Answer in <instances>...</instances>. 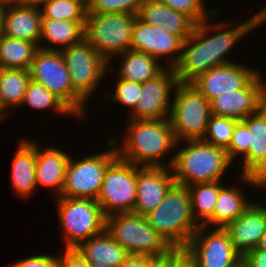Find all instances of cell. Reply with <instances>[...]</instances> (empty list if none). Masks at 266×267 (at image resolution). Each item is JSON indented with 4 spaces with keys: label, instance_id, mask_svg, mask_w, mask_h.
I'll use <instances>...</instances> for the list:
<instances>
[{
    "label": "cell",
    "instance_id": "cell-1",
    "mask_svg": "<svg viewBox=\"0 0 266 267\" xmlns=\"http://www.w3.org/2000/svg\"><path fill=\"white\" fill-rule=\"evenodd\" d=\"M217 17H219L218 10L208 19L197 23L192 34L184 41L179 60L173 67L178 83H191L200 74L219 65L233 62L229 58L227 60L225 55L241 38L266 22V5L253 17L233 28L229 26V20L227 24L223 21L216 25L209 24L211 19L214 21Z\"/></svg>",
    "mask_w": 266,
    "mask_h": 267
},
{
    "label": "cell",
    "instance_id": "cell-2",
    "mask_svg": "<svg viewBox=\"0 0 266 267\" xmlns=\"http://www.w3.org/2000/svg\"><path fill=\"white\" fill-rule=\"evenodd\" d=\"M123 144L118 146L117 139L114 142L117 156L136 166L172 167L173 163H167L162 158L167 153L176 151L180 142H177L169 119H128ZM119 147V148H118ZM162 160V161H161ZM165 162V163H164Z\"/></svg>",
    "mask_w": 266,
    "mask_h": 267
},
{
    "label": "cell",
    "instance_id": "cell-3",
    "mask_svg": "<svg viewBox=\"0 0 266 267\" xmlns=\"http://www.w3.org/2000/svg\"><path fill=\"white\" fill-rule=\"evenodd\" d=\"M226 151L232 162L238 155L243 157L244 167L238 175L242 183L266 189V105L236 123Z\"/></svg>",
    "mask_w": 266,
    "mask_h": 267
},
{
    "label": "cell",
    "instance_id": "cell-4",
    "mask_svg": "<svg viewBox=\"0 0 266 267\" xmlns=\"http://www.w3.org/2000/svg\"><path fill=\"white\" fill-rule=\"evenodd\" d=\"M145 218L171 248L184 249L200 227L192 213L188 187L176 182Z\"/></svg>",
    "mask_w": 266,
    "mask_h": 267
},
{
    "label": "cell",
    "instance_id": "cell-5",
    "mask_svg": "<svg viewBox=\"0 0 266 267\" xmlns=\"http://www.w3.org/2000/svg\"><path fill=\"white\" fill-rule=\"evenodd\" d=\"M175 156L170 158L176 183L190 186L196 183L221 181L232 162L225 149L203 139L184 141Z\"/></svg>",
    "mask_w": 266,
    "mask_h": 267
},
{
    "label": "cell",
    "instance_id": "cell-6",
    "mask_svg": "<svg viewBox=\"0 0 266 267\" xmlns=\"http://www.w3.org/2000/svg\"><path fill=\"white\" fill-rule=\"evenodd\" d=\"M172 95L169 121L176 141L203 139L212 115L210 102L190 83H178Z\"/></svg>",
    "mask_w": 266,
    "mask_h": 267
},
{
    "label": "cell",
    "instance_id": "cell-7",
    "mask_svg": "<svg viewBox=\"0 0 266 267\" xmlns=\"http://www.w3.org/2000/svg\"><path fill=\"white\" fill-rule=\"evenodd\" d=\"M137 14L116 12L87 14L83 38L108 62L131 49L132 29Z\"/></svg>",
    "mask_w": 266,
    "mask_h": 267
},
{
    "label": "cell",
    "instance_id": "cell-8",
    "mask_svg": "<svg viewBox=\"0 0 266 267\" xmlns=\"http://www.w3.org/2000/svg\"><path fill=\"white\" fill-rule=\"evenodd\" d=\"M55 201L65 249H75L105 230L106 217L96 200L60 196Z\"/></svg>",
    "mask_w": 266,
    "mask_h": 267
},
{
    "label": "cell",
    "instance_id": "cell-9",
    "mask_svg": "<svg viewBox=\"0 0 266 267\" xmlns=\"http://www.w3.org/2000/svg\"><path fill=\"white\" fill-rule=\"evenodd\" d=\"M105 229L131 255L158 257L172 249L149 225L145 216L134 212L106 217Z\"/></svg>",
    "mask_w": 266,
    "mask_h": 267
},
{
    "label": "cell",
    "instance_id": "cell-10",
    "mask_svg": "<svg viewBox=\"0 0 266 267\" xmlns=\"http://www.w3.org/2000/svg\"><path fill=\"white\" fill-rule=\"evenodd\" d=\"M30 79L60 98L76 117L83 118L86 102L73 90L70 73L60 50L38 48L28 69Z\"/></svg>",
    "mask_w": 266,
    "mask_h": 267
},
{
    "label": "cell",
    "instance_id": "cell-11",
    "mask_svg": "<svg viewBox=\"0 0 266 267\" xmlns=\"http://www.w3.org/2000/svg\"><path fill=\"white\" fill-rule=\"evenodd\" d=\"M107 142L108 151L88 155L81 160H74V157L70 156L60 196L97 199L104 172L117 157L114 142L111 139Z\"/></svg>",
    "mask_w": 266,
    "mask_h": 267
},
{
    "label": "cell",
    "instance_id": "cell-12",
    "mask_svg": "<svg viewBox=\"0 0 266 267\" xmlns=\"http://www.w3.org/2000/svg\"><path fill=\"white\" fill-rule=\"evenodd\" d=\"M136 196V165L117 156L104 172L96 201L103 215L108 217L133 212Z\"/></svg>",
    "mask_w": 266,
    "mask_h": 267
},
{
    "label": "cell",
    "instance_id": "cell-13",
    "mask_svg": "<svg viewBox=\"0 0 266 267\" xmlns=\"http://www.w3.org/2000/svg\"><path fill=\"white\" fill-rule=\"evenodd\" d=\"M60 52L69 70L73 90L87 103L110 71L109 62L84 38Z\"/></svg>",
    "mask_w": 266,
    "mask_h": 267
},
{
    "label": "cell",
    "instance_id": "cell-14",
    "mask_svg": "<svg viewBox=\"0 0 266 267\" xmlns=\"http://www.w3.org/2000/svg\"><path fill=\"white\" fill-rule=\"evenodd\" d=\"M211 230L200 226L185 246V252L197 267H236L242 256L235 250L229 233L224 228Z\"/></svg>",
    "mask_w": 266,
    "mask_h": 267
},
{
    "label": "cell",
    "instance_id": "cell-15",
    "mask_svg": "<svg viewBox=\"0 0 266 267\" xmlns=\"http://www.w3.org/2000/svg\"><path fill=\"white\" fill-rule=\"evenodd\" d=\"M177 84L174 69L166 66L161 74L142 83L140 98L136 107L127 112V119H169L172 104L170 97H173L171 93Z\"/></svg>",
    "mask_w": 266,
    "mask_h": 267
},
{
    "label": "cell",
    "instance_id": "cell-16",
    "mask_svg": "<svg viewBox=\"0 0 266 267\" xmlns=\"http://www.w3.org/2000/svg\"><path fill=\"white\" fill-rule=\"evenodd\" d=\"M258 73L244 88L210 101L211 114L243 120L266 105V85Z\"/></svg>",
    "mask_w": 266,
    "mask_h": 267
},
{
    "label": "cell",
    "instance_id": "cell-17",
    "mask_svg": "<svg viewBox=\"0 0 266 267\" xmlns=\"http://www.w3.org/2000/svg\"><path fill=\"white\" fill-rule=\"evenodd\" d=\"M183 43L179 36L169 33L163 27L146 24L136 17L132 29V50L144 52L157 60L168 57L170 60L167 66L173 68L179 60Z\"/></svg>",
    "mask_w": 266,
    "mask_h": 267
},
{
    "label": "cell",
    "instance_id": "cell-18",
    "mask_svg": "<svg viewBox=\"0 0 266 267\" xmlns=\"http://www.w3.org/2000/svg\"><path fill=\"white\" fill-rule=\"evenodd\" d=\"M258 73L257 69L230 62L200 74L190 84L210 102L221 94L244 88Z\"/></svg>",
    "mask_w": 266,
    "mask_h": 267
},
{
    "label": "cell",
    "instance_id": "cell-19",
    "mask_svg": "<svg viewBox=\"0 0 266 267\" xmlns=\"http://www.w3.org/2000/svg\"><path fill=\"white\" fill-rule=\"evenodd\" d=\"M174 183L171 167L136 166L137 196L133 212L145 216L153 211Z\"/></svg>",
    "mask_w": 266,
    "mask_h": 267
},
{
    "label": "cell",
    "instance_id": "cell-20",
    "mask_svg": "<svg viewBox=\"0 0 266 267\" xmlns=\"http://www.w3.org/2000/svg\"><path fill=\"white\" fill-rule=\"evenodd\" d=\"M224 229L229 233L235 250L243 257L257 247L260 238L266 232V204L252 203L241 216Z\"/></svg>",
    "mask_w": 266,
    "mask_h": 267
},
{
    "label": "cell",
    "instance_id": "cell-21",
    "mask_svg": "<svg viewBox=\"0 0 266 267\" xmlns=\"http://www.w3.org/2000/svg\"><path fill=\"white\" fill-rule=\"evenodd\" d=\"M137 17L146 24L163 27L183 41L192 34L196 26L189 16L173 10L159 0H145L140 6Z\"/></svg>",
    "mask_w": 266,
    "mask_h": 267
},
{
    "label": "cell",
    "instance_id": "cell-22",
    "mask_svg": "<svg viewBox=\"0 0 266 267\" xmlns=\"http://www.w3.org/2000/svg\"><path fill=\"white\" fill-rule=\"evenodd\" d=\"M41 21L42 14L39 7L18 3L8 5L4 16L2 35L33 42L38 46Z\"/></svg>",
    "mask_w": 266,
    "mask_h": 267
},
{
    "label": "cell",
    "instance_id": "cell-23",
    "mask_svg": "<svg viewBox=\"0 0 266 267\" xmlns=\"http://www.w3.org/2000/svg\"><path fill=\"white\" fill-rule=\"evenodd\" d=\"M11 166V179L16 196L29 197L35 188L37 143L30 140H22L14 154Z\"/></svg>",
    "mask_w": 266,
    "mask_h": 267
},
{
    "label": "cell",
    "instance_id": "cell-24",
    "mask_svg": "<svg viewBox=\"0 0 266 267\" xmlns=\"http://www.w3.org/2000/svg\"><path fill=\"white\" fill-rule=\"evenodd\" d=\"M41 149V150H40ZM67 151L49 146L42 150L37 144V187L51 188L60 197L64 185L66 167L71 155ZM39 184V185H38Z\"/></svg>",
    "mask_w": 266,
    "mask_h": 267
},
{
    "label": "cell",
    "instance_id": "cell-25",
    "mask_svg": "<svg viewBox=\"0 0 266 267\" xmlns=\"http://www.w3.org/2000/svg\"><path fill=\"white\" fill-rule=\"evenodd\" d=\"M88 263L119 267L130 255L105 229L75 248Z\"/></svg>",
    "mask_w": 266,
    "mask_h": 267
},
{
    "label": "cell",
    "instance_id": "cell-26",
    "mask_svg": "<svg viewBox=\"0 0 266 267\" xmlns=\"http://www.w3.org/2000/svg\"><path fill=\"white\" fill-rule=\"evenodd\" d=\"M120 58L121 64L117 70L118 79L144 83L161 74L166 67L160 61L144 52L129 49L113 58Z\"/></svg>",
    "mask_w": 266,
    "mask_h": 267
},
{
    "label": "cell",
    "instance_id": "cell-27",
    "mask_svg": "<svg viewBox=\"0 0 266 267\" xmlns=\"http://www.w3.org/2000/svg\"><path fill=\"white\" fill-rule=\"evenodd\" d=\"M84 27L79 22L67 20L42 19L38 48L45 50H63L83 39ZM56 46H43V41ZM42 43V44H40ZM42 45V46H41Z\"/></svg>",
    "mask_w": 266,
    "mask_h": 267
},
{
    "label": "cell",
    "instance_id": "cell-28",
    "mask_svg": "<svg viewBox=\"0 0 266 267\" xmlns=\"http://www.w3.org/2000/svg\"><path fill=\"white\" fill-rule=\"evenodd\" d=\"M241 188L243 187L238 185L223 186L220 189L213 214V228H225L255 202H248Z\"/></svg>",
    "mask_w": 266,
    "mask_h": 267
},
{
    "label": "cell",
    "instance_id": "cell-29",
    "mask_svg": "<svg viewBox=\"0 0 266 267\" xmlns=\"http://www.w3.org/2000/svg\"><path fill=\"white\" fill-rule=\"evenodd\" d=\"M222 181H213L205 183H196L187 186L190 192L192 213L196 222L200 226H212L213 228V214L216 205V200Z\"/></svg>",
    "mask_w": 266,
    "mask_h": 267
},
{
    "label": "cell",
    "instance_id": "cell-30",
    "mask_svg": "<svg viewBox=\"0 0 266 267\" xmlns=\"http://www.w3.org/2000/svg\"><path fill=\"white\" fill-rule=\"evenodd\" d=\"M30 80L28 70L0 68V106L3 110L20 108Z\"/></svg>",
    "mask_w": 266,
    "mask_h": 267
},
{
    "label": "cell",
    "instance_id": "cell-31",
    "mask_svg": "<svg viewBox=\"0 0 266 267\" xmlns=\"http://www.w3.org/2000/svg\"><path fill=\"white\" fill-rule=\"evenodd\" d=\"M38 46L26 40L0 35V68L28 70Z\"/></svg>",
    "mask_w": 266,
    "mask_h": 267
},
{
    "label": "cell",
    "instance_id": "cell-32",
    "mask_svg": "<svg viewBox=\"0 0 266 267\" xmlns=\"http://www.w3.org/2000/svg\"><path fill=\"white\" fill-rule=\"evenodd\" d=\"M28 105L34 110L52 109L57 115H72L75 113L44 85L30 80L21 106Z\"/></svg>",
    "mask_w": 266,
    "mask_h": 267
},
{
    "label": "cell",
    "instance_id": "cell-33",
    "mask_svg": "<svg viewBox=\"0 0 266 267\" xmlns=\"http://www.w3.org/2000/svg\"><path fill=\"white\" fill-rule=\"evenodd\" d=\"M42 19L79 22L84 27L87 8L75 0H51L41 8Z\"/></svg>",
    "mask_w": 266,
    "mask_h": 267
},
{
    "label": "cell",
    "instance_id": "cell-34",
    "mask_svg": "<svg viewBox=\"0 0 266 267\" xmlns=\"http://www.w3.org/2000/svg\"><path fill=\"white\" fill-rule=\"evenodd\" d=\"M238 121L231 117L211 115L203 140L226 150L231 143L233 131Z\"/></svg>",
    "mask_w": 266,
    "mask_h": 267
},
{
    "label": "cell",
    "instance_id": "cell-35",
    "mask_svg": "<svg viewBox=\"0 0 266 267\" xmlns=\"http://www.w3.org/2000/svg\"><path fill=\"white\" fill-rule=\"evenodd\" d=\"M145 0H92L87 14L128 12L137 14Z\"/></svg>",
    "mask_w": 266,
    "mask_h": 267
},
{
    "label": "cell",
    "instance_id": "cell-36",
    "mask_svg": "<svg viewBox=\"0 0 266 267\" xmlns=\"http://www.w3.org/2000/svg\"><path fill=\"white\" fill-rule=\"evenodd\" d=\"M173 10L189 16L196 24L211 17L216 9L206 11L205 0H159Z\"/></svg>",
    "mask_w": 266,
    "mask_h": 267
},
{
    "label": "cell",
    "instance_id": "cell-37",
    "mask_svg": "<svg viewBox=\"0 0 266 267\" xmlns=\"http://www.w3.org/2000/svg\"><path fill=\"white\" fill-rule=\"evenodd\" d=\"M115 83V92L109 95V100L118 101L121 105L126 106L127 109L129 108L128 112H131L140 98L142 83L122 79H117Z\"/></svg>",
    "mask_w": 266,
    "mask_h": 267
},
{
    "label": "cell",
    "instance_id": "cell-38",
    "mask_svg": "<svg viewBox=\"0 0 266 267\" xmlns=\"http://www.w3.org/2000/svg\"><path fill=\"white\" fill-rule=\"evenodd\" d=\"M10 267H58V257L51 255H35L18 260Z\"/></svg>",
    "mask_w": 266,
    "mask_h": 267
},
{
    "label": "cell",
    "instance_id": "cell-39",
    "mask_svg": "<svg viewBox=\"0 0 266 267\" xmlns=\"http://www.w3.org/2000/svg\"><path fill=\"white\" fill-rule=\"evenodd\" d=\"M58 267H89V263L76 249L64 248L61 257L58 255Z\"/></svg>",
    "mask_w": 266,
    "mask_h": 267
},
{
    "label": "cell",
    "instance_id": "cell-40",
    "mask_svg": "<svg viewBox=\"0 0 266 267\" xmlns=\"http://www.w3.org/2000/svg\"><path fill=\"white\" fill-rule=\"evenodd\" d=\"M185 253L183 248H172L166 254L151 257L148 267H173L174 263Z\"/></svg>",
    "mask_w": 266,
    "mask_h": 267
},
{
    "label": "cell",
    "instance_id": "cell-41",
    "mask_svg": "<svg viewBox=\"0 0 266 267\" xmlns=\"http://www.w3.org/2000/svg\"><path fill=\"white\" fill-rule=\"evenodd\" d=\"M242 262L247 267H266V251L254 248L242 257Z\"/></svg>",
    "mask_w": 266,
    "mask_h": 267
},
{
    "label": "cell",
    "instance_id": "cell-42",
    "mask_svg": "<svg viewBox=\"0 0 266 267\" xmlns=\"http://www.w3.org/2000/svg\"><path fill=\"white\" fill-rule=\"evenodd\" d=\"M150 256L129 255L119 267H148Z\"/></svg>",
    "mask_w": 266,
    "mask_h": 267
},
{
    "label": "cell",
    "instance_id": "cell-43",
    "mask_svg": "<svg viewBox=\"0 0 266 267\" xmlns=\"http://www.w3.org/2000/svg\"><path fill=\"white\" fill-rule=\"evenodd\" d=\"M173 267H197L195 262L185 252L173 265Z\"/></svg>",
    "mask_w": 266,
    "mask_h": 267
},
{
    "label": "cell",
    "instance_id": "cell-44",
    "mask_svg": "<svg viewBox=\"0 0 266 267\" xmlns=\"http://www.w3.org/2000/svg\"><path fill=\"white\" fill-rule=\"evenodd\" d=\"M49 1L51 0H17V3L41 8L44 4L48 3Z\"/></svg>",
    "mask_w": 266,
    "mask_h": 267
},
{
    "label": "cell",
    "instance_id": "cell-45",
    "mask_svg": "<svg viewBox=\"0 0 266 267\" xmlns=\"http://www.w3.org/2000/svg\"><path fill=\"white\" fill-rule=\"evenodd\" d=\"M7 6L8 5L0 2V35L2 34V31H3L4 16H5Z\"/></svg>",
    "mask_w": 266,
    "mask_h": 267
},
{
    "label": "cell",
    "instance_id": "cell-46",
    "mask_svg": "<svg viewBox=\"0 0 266 267\" xmlns=\"http://www.w3.org/2000/svg\"><path fill=\"white\" fill-rule=\"evenodd\" d=\"M257 249H261L263 251H266V232L265 234L260 238L259 243L256 247Z\"/></svg>",
    "mask_w": 266,
    "mask_h": 267
},
{
    "label": "cell",
    "instance_id": "cell-47",
    "mask_svg": "<svg viewBox=\"0 0 266 267\" xmlns=\"http://www.w3.org/2000/svg\"><path fill=\"white\" fill-rule=\"evenodd\" d=\"M78 1L79 3H81L83 6H85L87 9L90 6L92 0H75Z\"/></svg>",
    "mask_w": 266,
    "mask_h": 267
},
{
    "label": "cell",
    "instance_id": "cell-48",
    "mask_svg": "<svg viewBox=\"0 0 266 267\" xmlns=\"http://www.w3.org/2000/svg\"><path fill=\"white\" fill-rule=\"evenodd\" d=\"M0 2L4 3L6 5L17 4V0H0Z\"/></svg>",
    "mask_w": 266,
    "mask_h": 267
},
{
    "label": "cell",
    "instance_id": "cell-49",
    "mask_svg": "<svg viewBox=\"0 0 266 267\" xmlns=\"http://www.w3.org/2000/svg\"><path fill=\"white\" fill-rule=\"evenodd\" d=\"M5 111L3 110V108L0 106V121H2L3 120V118H5V114L7 113V112H5Z\"/></svg>",
    "mask_w": 266,
    "mask_h": 267
},
{
    "label": "cell",
    "instance_id": "cell-50",
    "mask_svg": "<svg viewBox=\"0 0 266 267\" xmlns=\"http://www.w3.org/2000/svg\"><path fill=\"white\" fill-rule=\"evenodd\" d=\"M89 267H108V266H105V265H102V264H95V263H89Z\"/></svg>",
    "mask_w": 266,
    "mask_h": 267
},
{
    "label": "cell",
    "instance_id": "cell-51",
    "mask_svg": "<svg viewBox=\"0 0 266 267\" xmlns=\"http://www.w3.org/2000/svg\"><path fill=\"white\" fill-rule=\"evenodd\" d=\"M236 267H247V265L241 261Z\"/></svg>",
    "mask_w": 266,
    "mask_h": 267
}]
</instances>
